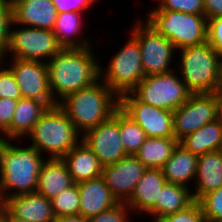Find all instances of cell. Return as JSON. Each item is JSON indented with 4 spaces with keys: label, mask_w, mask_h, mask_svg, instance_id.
Returning <instances> with one entry per match:
<instances>
[{
    "label": "cell",
    "mask_w": 222,
    "mask_h": 222,
    "mask_svg": "<svg viewBox=\"0 0 222 222\" xmlns=\"http://www.w3.org/2000/svg\"><path fill=\"white\" fill-rule=\"evenodd\" d=\"M27 137L41 155L45 152L47 158H62L81 141L82 135L67 114L55 105L47 109Z\"/></svg>",
    "instance_id": "5b68a950"
},
{
    "label": "cell",
    "mask_w": 222,
    "mask_h": 222,
    "mask_svg": "<svg viewBox=\"0 0 222 222\" xmlns=\"http://www.w3.org/2000/svg\"><path fill=\"white\" fill-rule=\"evenodd\" d=\"M177 52L176 68L192 94L222 92V59L208 42Z\"/></svg>",
    "instance_id": "277c9868"
},
{
    "label": "cell",
    "mask_w": 222,
    "mask_h": 222,
    "mask_svg": "<svg viewBox=\"0 0 222 222\" xmlns=\"http://www.w3.org/2000/svg\"><path fill=\"white\" fill-rule=\"evenodd\" d=\"M2 209H3V200H2V198L0 197V214H1Z\"/></svg>",
    "instance_id": "bcb514c9"
},
{
    "label": "cell",
    "mask_w": 222,
    "mask_h": 222,
    "mask_svg": "<svg viewBox=\"0 0 222 222\" xmlns=\"http://www.w3.org/2000/svg\"><path fill=\"white\" fill-rule=\"evenodd\" d=\"M4 65V66H3ZM0 98L19 100L22 98L20 88L16 83L11 69L0 59Z\"/></svg>",
    "instance_id": "d6a6232c"
},
{
    "label": "cell",
    "mask_w": 222,
    "mask_h": 222,
    "mask_svg": "<svg viewBox=\"0 0 222 222\" xmlns=\"http://www.w3.org/2000/svg\"><path fill=\"white\" fill-rule=\"evenodd\" d=\"M212 222H222V218L221 219L213 220Z\"/></svg>",
    "instance_id": "7dc6e473"
},
{
    "label": "cell",
    "mask_w": 222,
    "mask_h": 222,
    "mask_svg": "<svg viewBox=\"0 0 222 222\" xmlns=\"http://www.w3.org/2000/svg\"><path fill=\"white\" fill-rule=\"evenodd\" d=\"M16 25L53 30L57 11L51 0H21L13 7Z\"/></svg>",
    "instance_id": "d6986e66"
},
{
    "label": "cell",
    "mask_w": 222,
    "mask_h": 222,
    "mask_svg": "<svg viewBox=\"0 0 222 222\" xmlns=\"http://www.w3.org/2000/svg\"><path fill=\"white\" fill-rule=\"evenodd\" d=\"M82 14L79 12L57 13L53 33L63 48H85L93 46L91 39L84 34L83 23L85 22V15Z\"/></svg>",
    "instance_id": "603a6c76"
},
{
    "label": "cell",
    "mask_w": 222,
    "mask_h": 222,
    "mask_svg": "<svg viewBox=\"0 0 222 222\" xmlns=\"http://www.w3.org/2000/svg\"><path fill=\"white\" fill-rule=\"evenodd\" d=\"M131 93L140 101L156 108L175 111L192 94L178 70L145 76Z\"/></svg>",
    "instance_id": "ba28073f"
},
{
    "label": "cell",
    "mask_w": 222,
    "mask_h": 222,
    "mask_svg": "<svg viewBox=\"0 0 222 222\" xmlns=\"http://www.w3.org/2000/svg\"><path fill=\"white\" fill-rule=\"evenodd\" d=\"M153 8L189 14H204L203 0H158L156 6H153Z\"/></svg>",
    "instance_id": "1f68e13d"
},
{
    "label": "cell",
    "mask_w": 222,
    "mask_h": 222,
    "mask_svg": "<svg viewBox=\"0 0 222 222\" xmlns=\"http://www.w3.org/2000/svg\"><path fill=\"white\" fill-rule=\"evenodd\" d=\"M17 100L0 98V124L7 130L11 126Z\"/></svg>",
    "instance_id": "f35d334b"
},
{
    "label": "cell",
    "mask_w": 222,
    "mask_h": 222,
    "mask_svg": "<svg viewBox=\"0 0 222 222\" xmlns=\"http://www.w3.org/2000/svg\"><path fill=\"white\" fill-rule=\"evenodd\" d=\"M0 222H28L12 216L4 207L0 214Z\"/></svg>",
    "instance_id": "b9f144b4"
},
{
    "label": "cell",
    "mask_w": 222,
    "mask_h": 222,
    "mask_svg": "<svg viewBox=\"0 0 222 222\" xmlns=\"http://www.w3.org/2000/svg\"><path fill=\"white\" fill-rule=\"evenodd\" d=\"M128 41L110 57L106 67L99 64V78L118 96L130 93L145 77L138 40Z\"/></svg>",
    "instance_id": "52a82bcc"
},
{
    "label": "cell",
    "mask_w": 222,
    "mask_h": 222,
    "mask_svg": "<svg viewBox=\"0 0 222 222\" xmlns=\"http://www.w3.org/2000/svg\"><path fill=\"white\" fill-rule=\"evenodd\" d=\"M2 61L13 72L22 98L47 103L50 107L58 105L51 95L46 63L12 58Z\"/></svg>",
    "instance_id": "4fadbf2b"
},
{
    "label": "cell",
    "mask_w": 222,
    "mask_h": 222,
    "mask_svg": "<svg viewBox=\"0 0 222 222\" xmlns=\"http://www.w3.org/2000/svg\"><path fill=\"white\" fill-rule=\"evenodd\" d=\"M14 140L0 143V197L7 198L36 192L38 176L46 158L31 145ZM26 146V147H24Z\"/></svg>",
    "instance_id": "7a4b0ae2"
},
{
    "label": "cell",
    "mask_w": 222,
    "mask_h": 222,
    "mask_svg": "<svg viewBox=\"0 0 222 222\" xmlns=\"http://www.w3.org/2000/svg\"><path fill=\"white\" fill-rule=\"evenodd\" d=\"M2 1L13 7L17 2L21 0H2Z\"/></svg>",
    "instance_id": "ee69618b"
},
{
    "label": "cell",
    "mask_w": 222,
    "mask_h": 222,
    "mask_svg": "<svg viewBox=\"0 0 222 222\" xmlns=\"http://www.w3.org/2000/svg\"><path fill=\"white\" fill-rule=\"evenodd\" d=\"M13 22L12 6L0 0V58L8 48Z\"/></svg>",
    "instance_id": "836d02e7"
},
{
    "label": "cell",
    "mask_w": 222,
    "mask_h": 222,
    "mask_svg": "<svg viewBox=\"0 0 222 222\" xmlns=\"http://www.w3.org/2000/svg\"><path fill=\"white\" fill-rule=\"evenodd\" d=\"M83 141L105 167L127 156L119 130V108L106 121L86 131Z\"/></svg>",
    "instance_id": "5bb4252c"
},
{
    "label": "cell",
    "mask_w": 222,
    "mask_h": 222,
    "mask_svg": "<svg viewBox=\"0 0 222 222\" xmlns=\"http://www.w3.org/2000/svg\"><path fill=\"white\" fill-rule=\"evenodd\" d=\"M6 129L0 124V143L4 142Z\"/></svg>",
    "instance_id": "7bdbcfd3"
},
{
    "label": "cell",
    "mask_w": 222,
    "mask_h": 222,
    "mask_svg": "<svg viewBox=\"0 0 222 222\" xmlns=\"http://www.w3.org/2000/svg\"><path fill=\"white\" fill-rule=\"evenodd\" d=\"M191 189L194 201L222 186V151H211L198 156L197 171Z\"/></svg>",
    "instance_id": "44dd1931"
},
{
    "label": "cell",
    "mask_w": 222,
    "mask_h": 222,
    "mask_svg": "<svg viewBox=\"0 0 222 222\" xmlns=\"http://www.w3.org/2000/svg\"><path fill=\"white\" fill-rule=\"evenodd\" d=\"M58 106L83 135L114 114L119 97L99 78L91 86L66 96Z\"/></svg>",
    "instance_id": "3957f363"
},
{
    "label": "cell",
    "mask_w": 222,
    "mask_h": 222,
    "mask_svg": "<svg viewBox=\"0 0 222 222\" xmlns=\"http://www.w3.org/2000/svg\"><path fill=\"white\" fill-rule=\"evenodd\" d=\"M221 92L191 94L173 111V131L180 141L203 125L219 119Z\"/></svg>",
    "instance_id": "8fae6325"
},
{
    "label": "cell",
    "mask_w": 222,
    "mask_h": 222,
    "mask_svg": "<svg viewBox=\"0 0 222 222\" xmlns=\"http://www.w3.org/2000/svg\"><path fill=\"white\" fill-rule=\"evenodd\" d=\"M132 210L123 202H119L113 207L102 211L97 216L88 219L89 222H132L130 213Z\"/></svg>",
    "instance_id": "d590c367"
},
{
    "label": "cell",
    "mask_w": 222,
    "mask_h": 222,
    "mask_svg": "<svg viewBox=\"0 0 222 222\" xmlns=\"http://www.w3.org/2000/svg\"><path fill=\"white\" fill-rule=\"evenodd\" d=\"M15 26L13 22L9 45L1 60L9 57L46 63L63 49L53 30L22 25L16 29Z\"/></svg>",
    "instance_id": "9c48e42d"
},
{
    "label": "cell",
    "mask_w": 222,
    "mask_h": 222,
    "mask_svg": "<svg viewBox=\"0 0 222 222\" xmlns=\"http://www.w3.org/2000/svg\"><path fill=\"white\" fill-rule=\"evenodd\" d=\"M55 222H89L88 218L77 214V215H64L55 218Z\"/></svg>",
    "instance_id": "60d3db41"
},
{
    "label": "cell",
    "mask_w": 222,
    "mask_h": 222,
    "mask_svg": "<svg viewBox=\"0 0 222 222\" xmlns=\"http://www.w3.org/2000/svg\"><path fill=\"white\" fill-rule=\"evenodd\" d=\"M146 15L145 21L159 34L170 40L176 50L207 42L205 14H189L152 8Z\"/></svg>",
    "instance_id": "8992f818"
},
{
    "label": "cell",
    "mask_w": 222,
    "mask_h": 222,
    "mask_svg": "<svg viewBox=\"0 0 222 222\" xmlns=\"http://www.w3.org/2000/svg\"><path fill=\"white\" fill-rule=\"evenodd\" d=\"M3 207L12 216L28 222H55L50 199L37 192L7 198Z\"/></svg>",
    "instance_id": "e0dca14e"
},
{
    "label": "cell",
    "mask_w": 222,
    "mask_h": 222,
    "mask_svg": "<svg viewBox=\"0 0 222 222\" xmlns=\"http://www.w3.org/2000/svg\"><path fill=\"white\" fill-rule=\"evenodd\" d=\"M198 156L189 152L178 143L172 156L162 167L167 183L182 185L191 189L192 180L195 181ZM191 183H190V182Z\"/></svg>",
    "instance_id": "cb8c5ba5"
},
{
    "label": "cell",
    "mask_w": 222,
    "mask_h": 222,
    "mask_svg": "<svg viewBox=\"0 0 222 222\" xmlns=\"http://www.w3.org/2000/svg\"><path fill=\"white\" fill-rule=\"evenodd\" d=\"M189 152L196 156L222 148V120L203 125L200 129L185 136L179 141Z\"/></svg>",
    "instance_id": "484cf974"
},
{
    "label": "cell",
    "mask_w": 222,
    "mask_h": 222,
    "mask_svg": "<svg viewBox=\"0 0 222 222\" xmlns=\"http://www.w3.org/2000/svg\"><path fill=\"white\" fill-rule=\"evenodd\" d=\"M146 169L135 155H127L103 167L101 176L116 200L126 203Z\"/></svg>",
    "instance_id": "9a60e30c"
},
{
    "label": "cell",
    "mask_w": 222,
    "mask_h": 222,
    "mask_svg": "<svg viewBox=\"0 0 222 222\" xmlns=\"http://www.w3.org/2000/svg\"><path fill=\"white\" fill-rule=\"evenodd\" d=\"M50 106L29 98H20L17 102L11 126L6 130L5 139L23 142L31 133L34 124Z\"/></svg>",
    "instance_id": "ffe728a7"
},
{
    "label": "cell",
    "mask_w": 222,
    "mask_h": 222,
    "mask_svg": "<svg viewBox=\"0 0 222 222\" xmlns=\"http://www.w3.org/2000/svg\"><path fill=\"white\" fill-rule=\"evenodd\" d=\"M207 42L222 59V17L207 20Z\"/></svg>",
    "instance_id": "8d00e7d4"
},
{
    "label": "cell",
    "mask_w": 222,
    "mask_h": 222,
    "mask_svg": "<svg viewBox=\"0 0 222 222\" xmlns=\"http://www.w3.org/2000/svg\"><path fill=\"white\" fill-rule=\"evenodd\" d=\"M219 118L222 120V92H221V99H220V115Z\"/></svg>",
    "instance_id": "f6af8a7d"
},
{
    "label": "cell",
    "mask_w": 222,
    "mask_h": 222,
    "mask_svg": "<svg viewBox=\"0 0 222 222\" xmlns=\"http://www.w3.org/2000/svg\"><path fill=\"white\" fill-rule=\"evenodd\" d=\"M119 108L141 127L147 137L175 138L173 111L140 102L131 92L119 97Z\"/></svg>",
    "instance_id": "7c38bea8"
},
{
    "label": "cell",
    "mask_w": 222,
    "mask_h": 222,
    "mask_svg": "<svg viewBox=\"0 0 222 222\" xmlns=\"http://www.w3.org/2000/svg\"><path fill=\"white\" fill-rule=\"evenodd\" d=\"M207 222L222 218V186L210 191L198 200Z\"/></svg>",
    "instance_id": "4dcf8cb0"
},
{
    "label": "cell",
    "mask_w": 222,
    "mask_h": 222,
    "mask_svg": "<svg viewBox=\"0 0 222 222\" xmlns=\"http://www.w3.org/2000/svg\"><path fill=\"white\" fill-rule=\"evenodd\" d=\"M75 184L62 158H46L38 176L36 192L52 199Z\"/></svg>",
    "instance_id": "7402d4cb"
},
{
    "label": "cell",
    "mask_w": 222,
    "mask_h": 222,
    "mask_svg": "<svg viewBox=\"0 0 222 222\" xmlns=\"http://www.w3.org/2000/svg\"><path fill=\"white\" fill-rule=\"evenodd\" d=\"M93 48H63L46 62L49 88L57 104L99 79L100 60Z\"/></svg>",
    "instance_id": "6da1fadb"
},
{
    "label": "cell",
    "mask_w": 222,
    "mask_h": 222,
    "mask_svg": "<svg viewBox=\"0 0 222 222\" xmlns=\"http://www.w3.org/2000/svg\"><path fill=\"white\" fill-rule=\"evenodd\" d=\"M57 13L79 12L84 13L89 8L94 7L93 0H51ZM93 5V6H92Z\"/></svg>",
    "instance_id": "74e56055"
},
{
    "label": "cell",
    "mask_w": 222,
    "mask_h": 222,
    "mask_svg": "<svg viewBox=\"0 0 222 222\" xmlns=\"http://www.w3.org/2000/svg\"><path fill=\"white\" fill-rule=\"evenodd\" d=\"M62 159L75 183L94 179L102 174L103 166L83 141H80Z\"/></svg>",
    "instance_id": "d4e9b609"
},
{
    "label": "cell",
    "mask_w": 222,
    "mask_h": 222,
    "mask_svg": "<svg viewBox=\"0 0 222 222\" xmlns=\"http://www.w3.org/2000/svg\"><path fill=\"white\" fill-rule=\"evenodd\" d=\"M134 22L130 32L138 40L145 76L174 70L176 64L172 60L177 50L172 42L159 34L145 19L138 17Z\"/></svg>",
    "instance_id": "30bf717a"
},
{
    "label": "cell",
    "mask_w": 222,
    "mask_h": 222,
    "mask_svg": "<svg viewBox=\"0 0 222 222\" xmlns=\"http://www.w3.org/2000/svg\"><path fill=\"white\" fill-rule=\"evenodd\" d=\"M178 143L176 138L147 137L135 156L147 169H162Z\"/></svg>",
    "instance_id": "4316f807"
},
{
    "label": "cell",
    "mask_w": 222,
    "mask_h": 222,
    "mask_svg": "<svg viewBox=\"0 0 222 222\" xmlns=\"http://www.w3.org/2000/svg\"><path fill=\"white\" fill-rule=\"evenodd\" d=\"M166 183L162 169H146L136 184L133 194L125 203L133 215L141 213L150 216L151 222H156V201H159L161 188Z\"/></svg>",
    "instance_id": "2e32d148"
},
{
    "label": "cell",
    "mask_w": 222,
    "mask_h": 222,
    "mask_svg": "<svg viewBox=\"0 0 222 222\" xmlns=\"http://www.w3.org/2000/svg\"><path fill=\"white\" fill-rule=\"evenodd\" d=\"M119 130L127 155H135L147 139L141 127L119 108Z\"/></svg>",
    "instance_id": "f1b7e54d"
},
{
    "label": "cell",
    "mask_w": 222,
    "mask_h": 222,
    "mask_svg": "<svg viewBox=\"0 0 222 222\" xmlns=\"http://www.w3.org/2000/svg\"><path fill=\"white\" fill-rule=\"evenodd\" d=\"M80 195L79 214L85 218L97 216L117 203L102 176L77 183Z\"/></svg>",
    "instance_id": "ac0fdd59"
},
{
    "label": "cell",
    "mask_w": 222,
    "mask_h": 222,
    "mask_svg": "<svg viewBox=\"0 0 222 222\" xmlns=\"http://www.w3.org/2000/svg\"><path fill=\"white\" fill-rule=\"evenodd\" d=\"M79 199L80 195L77 183L50 199L55 218L64 215L79 214Z\"/></svg>",
    "instance_id": "f546056e"
},
{
    "label": "cell",
    "mask_w": 222,
    "mask_h": 222,
    "mask_svg": "<svg viewBox=\"0 0 222 222\" xmlns=\"http://www.w3.org/2000/svg\"><path fill=\"white\" fill-rule=\"evenodd\" d=\"M156 222H207L202 207L194 201L186 209L159 218Z\"/></svg>",
    "instance_id": "e575fe53"
},
{
    "label": "cell",
    "mask_w": 222,
    "mask_h": 222,
    "mask_svg": "<svg viewBox=\"0 0 222 222\" xmlns=\"http://www.w3.org/2000/svg\"><path fill=\"white\" fill-rule=\"evenodd\" d=\"M204 14L208 19L222 17V0H203Z\"/></svg>",
    "instance_id": "ab89813d"
},
{
    "label": "cell",
    "mask_w": 222,
    "mask_h": 222,
    "mask_svg": "<svg viewBox=\"0 0 222 222\" xmlns=\"http://www.w3.org/2000/svg\"><path fill=\"white\" fill-rule=\"evenodd\" d=\"M193 202L190 188L166 182L161 188L159 201H156V221L166 215L186 209Z\"/></svg>",
    "instance_id": "83f0119b"
}]
</instances>
